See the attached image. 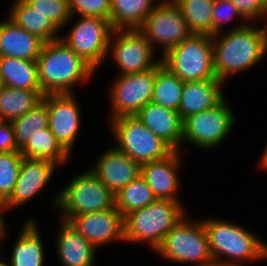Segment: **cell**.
<instances>
[{
  "label": "cell",
  "instance_id": "obj_38",
  "mask_svg": "<svg viewBox=\"0 0 267 266\" xmlns=\"http://www.w3.org/2000/svg\"><path fill=\"white\" fill-rule=\"evenodd\" d=\"M20 151L18 149L14 129L9 121L0 120V153Z\"/></svg>",
  "mask_w": 267,
  "mask_h": 266
},
{
  "label": "cell",
  "instance_id": "obj_25",
  "mask_svg": "<svg viewBox=\"0 0 267 266\" xmlns=\"http://www.w3.org/2000/svg\"><path fill=\"white\" fill-rule=\"evenodd\" d=\"M24 158L48 160L60 168H66L73 158L57 141L49 128L33 136L21 149Z\"/></svg>",
  "mask_w": 267,
  "mask_h": 266
},
{
  "label": "cell",
  "instance_id": "obj_29",
  "mask_svg": "<svg viewBox=\"0 0 267 266\" xmlns=\"http://www.w3.org/2000/svg\"><path fill=\"white\" fill-rule=\"evenodd\" d=\"M183 86L184 81L171 73L160 61L156 65V80L151 102L178 112Z\"/></svg>",
  "mask_w": 267,
  "mask_h": 266
},
{
  "label": "cell",
  "instance_id": "obj_8",
  "mask_svg": "<svg viewBox=\"0 0 267 266\" xmlns=\"http://www.w3.org/2000/svg\"><path fill=\"white\" fill-rule=\"evenodd\" d=\"M65 28L66 31H63ZM63 30L60 31V39L99 72L106 60L109 40L114 31L110 21L72 15ZM62 32L66 33L63 35Z\"/></svg>",
  "mask_w": 267,
  "mask_h": 266
},
{
  "label": "cell",
  "instance_id": "obj_11",
  "mask_svg": "<svg viewBox=\"0 0 267 266\" xmlns=\"http://www.w3.org/2000/svg\"><path fill=\"white\" fill-rule=\"evenodd\" d=\"M155 80L156 66L135 74L114 75L110 85L107 82L106 123L117 117L134 116L151 102Z\"/></svg>",
  "mask_w": 267,
  "mask_h": 266
},
{
  "label": "cell",
  "instance_id": "obj_28",
  "mask_svg": "<svg viewBox=\"0 0 267 266\" xmlns=\"http://www.w3.org/2000/svg\"><path fill=\"white\" fill-rule=\"evenodd\" d=\"M42 91L4 86L0 90V120L9 121L25 115L43 99Z\"/></svg>",
  "mask_w": 267,
  "mask_h": 266
},
{
  "label": "cell",
  "instance_id": "obj_7",
  "mask_svg": "<svg viewBox=\"0 0 267 266\" xmlns=\"http://www.w3.org/2000/svg\"><path fill=\"white\" fill-rule=\"evenodd\" d=\"M232 106L226 96L214 108L185 118L183 120L182 153L192 147L194 150H200L199 152L207 154V152L210 153V151L213 152L216 148L218 150L220 146L222 147L224 142L229 140V135H232L238 119Z\"/></svg>",
  "mask_w": 267,
  "mask_h": 266
},
{
  "label": "cell",
  "instance_id": "obj_39",
  "mask_svg": "<svg viewBox=\"0 0 267 266\" xmlns=\"http://www.w3.org/2000/svg\"><path fill=\"white\" fill-rule=\"evenodd\" d=\"M7 214L8 216L10 215V213L6 209L5 201L0 198V247H5L7 240L9 241V239H7V236L10 235V228L8 227L10 225L8 224L9 222H7ZM4 241L6 243H4Z\"/></svg>",
  "mask_w": 267,
  "mask_h": 266
},
{
  "label": "cell",
  "instance_id": "obj_22",
  "mask_svg": "<svg viewBox=\"0 0 267 266\" xmlns=\"http://www.w3.org/2000/svg\"><path fill=\"white\" fill-rule=\"evenodd\" d=\"M225 83L219 79L185 81L181 93L179 114L182 120L190 115L214 108L225 97Z\"/></svg>",
  "mask_w": 267,
  "mask_h": 266
},
{
  "label": "cell",
  "instance_id": "obj_18",
  "mask_svg": "<svg viewBox=\"0 0 267 266\" xmlns=\"http://www.w3.org/2000/svg\"><path fill=\"white\" fill-rule=\"evenodd\" d=\"M100 152L88 167L114 195L141 175V165L113 144Z\"/></svg>",
  "mask_w": 267,
  "mask_h": 266
},
{
  "label": "cell",
  "instance_id": "obj_40",
  "mask_svg": "<svg viewBox=\"0 0 267 266\" xmlns=\"http://www.w3.org/2000/svg\"><path fill=\"white\" fill-rule=\"evenodd\" d=\"M259 159L255 162L257 167H255V169L257 168L259 173L263 172V173H267V141L266 144L261 152V155H259ZM259 161V162H258Z\"/></svg>",
  "mask_w": 267,
  "mask_h": 266
},
{
  "label": "cell",
  "instance_id": "obj_27",
  "mask_svg": "<svg viewBox=\"0 0 267 266\" xmlns=\"http://www.w3.org/2000/svg\"><path fill=\"white\" fill-rule=\"evenodd\" d=\"M0 74L5 86L41 91L36 61L2 57L0 58Z\"/></svg>",
  "mask_w": 267,
  "mask_h": 266
},
{
  "label": "cell",
  "instance_id": "obj_35",
  "mask_svg": "<svg viewBox=\"0 0 267 266\" xmlns=\"http://www.w3.org/2000/svg\"><path fill=\"white\" fill-rule=\"evenodd\" d=\"M34 11L44 15L60 31L71 19L69 0H24Z\"/></svg>",
  "mask_w": 267,
  "mask_h": 266
},
{
  "label": "cell",
  "instance_id": "obj_6",
  "mask_svg": "<svg viewBox=\"0 0 267 266\" xmlns=\"http://www.w3.org/2000/svg\"><path fill=\"white\" fill-rule=\"evenodd\" d=\"M190 214L167 233L154 253L172 266H215L203 221Z\"/></svg>",
  "mask_w": 267,
  "mask_h": 266
},
{
  "label": "cell",
  "instance_id": "obj_14",
  "mask_svg": "<svg viewBox=\"0 0 267 266\" xmlns=\"http://www.w3.org/2000/svg\"><path fill=\"white\" fill-rule=\"evenodd\" d=\"M77 95L47 94L42 99L48 106V128L73 159L85 119Z\"/></svg>",
  "mask_w": 267,
  "mask_h": 266
},
{
  "label": "cell",
  "instance_id": "obj_19",
  "mask_svg": "<svg viewBox=\"0 0 267 266\" xmlns=\"http://www.w3.org/2000/svg\"><path fill=\"white\" fill-rule=\"evenodd\" d=\"M33 215L24 218L16 239L7 253L3 247L0 250L5 255L10 266H47L46 245L41 232V224ZM7 253V254H6ZM8 255V256H7Z\"/></svg>",
  "mask_w": 267,
  "mask_h": 266
},
{
  "label": "cell",
  "instance_id": "obj_12",
  "mask_svg": "<svg viewBox=\"0 0 267 266\" xmlns=\"http://www.w3.org/2000/svg\"><path fill=\"white\" fill-rule=\"evenodd\" d=\"M157 53L137 29L114 30L109 40L106 60L100 70L109 67L107 65L113 61L112 64L118 71L114 75L143 72L161 61V56Z\"/></svg>",
  "mask_w": 267,
  "mask_h": 266
},
{
  "label": "cell",
  "instance_id": "obj_16",
  "mask_svg": "<svg viewBox=\"0 0 267 266\" xmlns=\"http://www.w3.org/2000/svg\"><path fill=\"white\" fill-rule=\"evenodd\" d=\"M59 169L61 168L51 161L23 157L16 185L10 197L5 201L7 211L16 212L18 208L24 209L30 204L29 202H33L36 196L39 197V193L41 195L46 191L45 189L49 188L47 185L52 183Z\"/></svg>",
  "mask_w": 267,
  "mask_h": 266
},
{
  "label": "cell",
  "instance_id": "obj_31",
  "mask_svg": "<svg viewBox=\"0 0 267 266\" xmlns=\"http://www.w3.org/2000/svg\"><path fill=\"white\" fill-rule=\"evenodd\" d=\"M189 29L196 34L212 35L214 0H174Z\"/></svg>",
  "mask_w": 267,
  "mask_h": 266
},
{
  "label": "cell",
  "instance_id": "obj_26",
  "mask_svg": "<svg viewBox=\"0 0 267 266\" xmlns=\"http://www.w3.org/2000/svg\"><path fill=\"white\" fill-rule=\"evenodd\" d=\"M160 0H111L114 30L138 29Z\"/></svg>",
  "mask_w": 267,
  "mask_h": 266
},
{
  "label": "cell",
  "instance_id": "obj_32",
  "mask_svg": "<svg viewBox=\"0 0 267 266\" xmlns=\"http://www.w3.org/2000/svg\"><path fill=\"white\" fill-rule=\"evenodd\" d=\"M11 124L20 150L33 136L48 128L47 104L42 100L25 115L12 120Z\"/></svg>",
  "mask_w": 267,
  "mask_h": 266
},
{
  "label": "cell",
  "instance_id": "obj_24",
  "mask_svg": "<svg viewBox=\"0 0 267 266\" xmlns=\"http://www.w3.org/2000/svg\"><path fill=\"white\" fill-rule=\"evenodd\" d=\"M6 16L45 43L60 39V30L44 15L36 12L24 0H12Z\"/></svg>",
  "mask_w": 267,
  "mask_h": 266
},
{
  "label": "cell",
  "instance_id": "obj_9",
  "mask_svg": "<svg viewBox=\"0 0 267 266\" xmlns=\"http://www.w3.org/2000/svg\"><path fill=\"white\" fill-rule=\"evenodd\" d=\"M106 126L113 137L112 144L140 165L164 159L174 151L135 115L117 117Z\"/></svg>",
  "mask_w": 267,
  "mask_h": 266
},
{
  "label": "cell",
  "instance_id": "obj_43",
  "mask_svg": "<svg viewBox=\"0 0 267 266\" xmlns=\"http://www.w3.org/2000/svg\"><path fill=\"white\" fill-rule=\"evenodd\" d=\"M4 82H3V79H2V76L0 74V90L4 87Z\"/></svg>",
  "mask_w": 267,
  "mask_h": 266
},
{
  "label": "cell",
  "instance_id": "obj_34",
  "mask_svg": "<svg viewBox=\"0 0 267 266\" xmlns=\"http://www.w3.org/2000/svg\"><path fill=\"white\" fill-rule=\"evenodd\" d=\"M212 12V35L235 30L247 24L238 12L237 7L230 0H214ZM230 22L233 23L232 27H227ZM225 24L227 25L225 26Z\"/></svg>",
  "mask_w": 267,
  "mask_h": 266
},
{
  "label": "cell",
  "instance_id": "obj_37",
  "mask_svg": "<svg viewBox=\"0 0 267 266\" xmlns=\"http://www.w3.org/2000/svg\"><path fill=\"white\" fill-rule=\"evenodd\" d=\"M247 23H261L267 9V0H230Z\"/></svg>",
  "mask_w": 267,
  "mask_h": 266
},
{
  "label": "cell",
  "instance_id": "obj_17",
  "mask_svg": "<svg viewBox=\"0 0 267 266\" xmlns=\"http://www.w3.org/2000/svg\"><path fill=\"white\" fill-rule=\"evenodd\" d=\"M186 155L181 151H173L164 159L141 165V176L156 199L185 202L181 200L182 196L180 197V192H183V180L180 174L183 173L182 170L184 171Z\"/></svg>",
  "mask_w": 267,
  "mask_h": 266
},
{
  "label": "cell",
  "instance_id": "obj_23",
  "mask_svg": "<svg viewBox=\"0 0 267 266\" xmlns=\"http://www.w3.org/2000/svg\"><path fill=\"white\" fill-rule=\"evenodd\" d=\"M3 18L0 21V58L36 61L45 42L15 24L6 15Z\"/></svg>",
  "mask_w": 267,
  "mask_h": 266
},
{
  "label": "cell",
  "instance_id": "obj_20",
  "mask_svg": "<svg viewBox=\"0 0 267 266\" xmlns=\"http://www.w3.org/2000/svg\"><path fill=\"white\" fill-rule=\"evenodd\" d=\"M55 229L54 250L59 266H98V249L67 221L60 218Z\"/></svg>",
  "mask_w": 267,
  "mask_h": 266
},
{
  "label": "cell",
  "instance_id": "obj_30",
  "mask_svg": "<svg viewBox=\"0 0 267 266\" xmlns=\"http://www.w3.org/2000/svg\"><path fill=\"white\" fill-rule=\"evenodd\" d=\"M155 200L152 190L140 175L115 194V207L125 216L146 207Z\"/></svg>",
  "mask_w": 267,
  "mask_h": 266
},
{
  "label": "cell",
  "instance_id": "obj_41",
  "mask_svg": "<svg viewBox=\"0 0 267 266\" xmlns=\"http://www.w3.org/2000/svg\"><path fill=\"white\" fill-rule=\"evenodd\" d=\"M261 24H263L262 28L264 31L265 40L267 42V9H266V12L264 14V17H263Z\"/></svg>",
  "mask_w": 267,
  "mask_h": 266
},
{
  "label": "cell",
  "instance_id": "obj_4",
  "mask_svg": "<svg viewBox=\"0 0 267 266\" xmlns=\"http://www.w3.org/2000/svg\"><path fill=\"white\" fill-rule=\"evenodd\" d=\"M185 203L156 199L146 207L124 216V243L155 250L167 233L190 211ZM142 244V245H141Z\"/></svg>",
  "mask_w": 267,
  "mask_h": 266
},
{
  "label": "cell",
  "instance_id": "obj_3",
  "mask_svg": "<svg viewBox=\"0 0 267 266\" xmlns=\"http://www.w3.org/2000/svg\"><path fill=\"white\" fill-rule=\"evenodd\" d=\"M36 62L43 95L77 93L98 73L61 39L44 43Z\"/></svg>",
  "mask_w": 267,
  "mask_h": 266
},
{
  "label": "cell",
  "instance_id": "obj_5",
  "mask_svg": "<svg viewBox=\"0 0 267 266\" xmlns=\"http://www.w3.org/2000/svg\"><path fill=\"white\" fill-rule=\"evenodd\" d=\"M78 171L47 201L59 215H80L115 207V195L89 168ZM50 201V202H49Z\"/></svg>",
  "mask_w": 267,
  "mask_h": 266
},
{
  "label": "cell",
  "instance_id": "obj_42",
  "mask_svg": "<svg viewBox=\"0 0 267 266\" xmlns=\"http://www.w3.org/2000/svg\"><path fill=\"white\" fill-rule=\"evenodd\" d=\"M0 266H10L8 264L7 259H5V255L3 254L1 250H0Z\"/></svg>",
  "mask_w": 267,
  "mask_h": 266
},
{
  "label": "cell",
  "instance_id": "obj_13",
  "mask_svg": "<svg viewBox=\"0 0 267 266\" xmlns=\"http://www.w3.org/2000/svg\"><path fill=\"white\" fill-rule=\"evenodd\" d=\"M137 30L161 57L193 34L174 0H160Z\"/></svg>",
  "mask_w": 267,
  "mask_h": 266
},
{
  "label": "cell",
  "instance_id": "obj_10",
  "mask_svg": "<svg viewBox=\"0 0 267 266\" xmlns=\"http://www.w3.org/2000/svg\"><path fill=\"white\" fill-rule=\"evenodd\" d=\"M212 35L193 33L168 50L161 61L182 81L216 79Z\"/></svg>",
  "mask_w": 267,
  "mask_h": 266
},
{
  "label": "cell",
  "instance_id": "obj_36",
  "mask_svg": "<svg viewBox=\"0 0 267 266\" xmlns=\"http://www.w3.org/2000/svg\"><path fill=\"white\" fill-rule=\"evenodd\" d=\"M71 15L100 17L110 21L111 0H69Z\"/></svg>",
  "mask_w": 267,
  "mask_h": 266
},
{
  "label": "cell",
  "instance_id": "obj_33",
  "mask_svg": "<svg viewBox=\"0 0 267 266\" xmlns=\"http://www.w3.org/2000/svg\"><path fill=\"white\" fill-rule=\"evenodd\" d=\"M22 160L20 151L0 153V198L4 201L13 192Z\"/></svg>",
  "mask_w": 267,
  "mask_h": 266
},
{
  "label": "cell",
  "instance_id": "obj_1",
  "mask_svg": "<svg viewBox=\"0 0 267 266\" xmlns=\"http://www.w3.org/2000/svg\"><path fill=\"white\" fill-rule=\"evenodd\" d=\"M216 78L229 79L250 72L267 57V42L261 23H247L235 30L212 35ZM249 70V71H248Z\"/></svg>",
  "mask_w": 267,
  "mask_h": 266
},
{
  "label": "cell",
  "instance_id": "obj_2",
  "mask_svg": "<svg viewBox=\"0 0 267 266\" xmlns=\"http://www.w3.org/2000/svg\"><path fill=\"white\" fill-rule=\"evenodd\" d=\"M215 266L267 263V241L234 220L217 215L201 217ZM234 221V222H233Z\"/></svg>",
  "mask_w": 267,
  "mask_h": 266
},
{
  "label": "cell",
  "instance_id": "obj_15",
  "mask_svg": "<svg viewBox=\"0 0 267 266\" xmlns=\"http://www.w3.org/2000/svg\"><path fill=\"white\" fill-rule=\"evenodd\" d=\"M59 216L100 252L107 245L124 243V216L116 207L100 212Z\"/></svg>",
  "mask_w": 267,
  "mask_h": 266
},
{
  "label": "cell",
  "instance_id": "obj_21",
  "mask_svg": "<svg viewBox=\"0 0 267 266\" xmlns=\"http://www.w3.org/2000/svg\"><path fill=\"white\" fill-rule=\"evenodd\" d=\"M135 116L174 151L182 152L183 120L179 112L149 102Z\"/></svg>",
  "mask_w": 267,
  "mask_h": 266
}]
</instances>
